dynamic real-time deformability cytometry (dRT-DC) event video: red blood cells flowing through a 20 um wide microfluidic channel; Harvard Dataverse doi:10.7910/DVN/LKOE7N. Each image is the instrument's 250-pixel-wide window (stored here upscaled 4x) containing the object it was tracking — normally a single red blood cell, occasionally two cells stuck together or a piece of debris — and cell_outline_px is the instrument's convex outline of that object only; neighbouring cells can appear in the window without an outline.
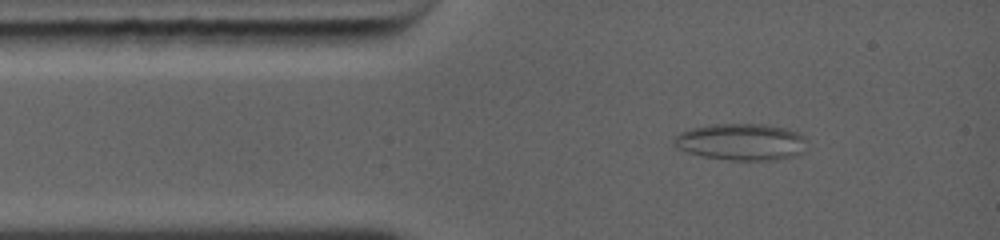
{"species": "common noctule bat (a hibernating species)", "species_latin": "Nyctalus noctula", "temperature_condition": "warm", "stored_images_in_passage": 5, "camera_frame_rate_fps": 5000, "um_per_image_px": 0.085, "animal": {"sex": "female", "body_mass_g": 19.0, "forearm_length_mm": 56.7}, "frame": {"image": 1, "passage_image": 2, "time_ms": 1.0, "image_size_px": [1000, 240], "cell_outline_px": [[808, 140], [804, 152], [800, 156], [780, 160], [728, 160], [700, 156], [684, 152], [676, 148], [672, 144], [672, 136], [680, 132], [692, 128], [724, 124], [752, 124], [784, 128], [800, 132]], "centroid_in_image_um": [63.02, 12.09], "position_along_channel_um": 22.0, "area_um2": 29.02}}
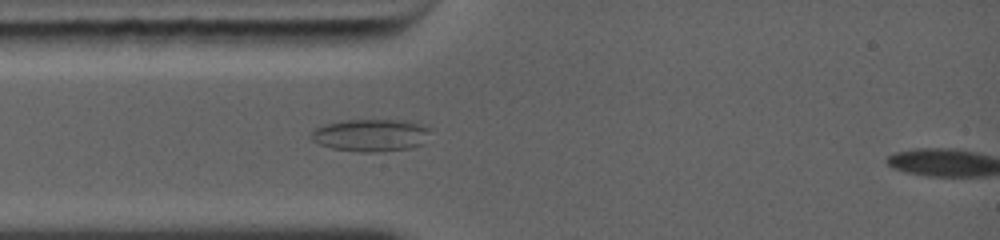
{"frame": {"image": 2, "passage_image": 4, "time_ms": 2.4, "image_size_px": [1000, 240], "cell_outline_px": [[424, 128], [420, 144], [408, 148], [376, 152], [360, 152], [332, 148], [320, 144], [312, 140], [312, 132], [316, 128], [328, 124], [348, 120], [388, 120], [412, 124]], "centroid_in_image_um": [31.32, 11.52], "position_along_channel_um": 53.7, "area_um2": 20.98}}